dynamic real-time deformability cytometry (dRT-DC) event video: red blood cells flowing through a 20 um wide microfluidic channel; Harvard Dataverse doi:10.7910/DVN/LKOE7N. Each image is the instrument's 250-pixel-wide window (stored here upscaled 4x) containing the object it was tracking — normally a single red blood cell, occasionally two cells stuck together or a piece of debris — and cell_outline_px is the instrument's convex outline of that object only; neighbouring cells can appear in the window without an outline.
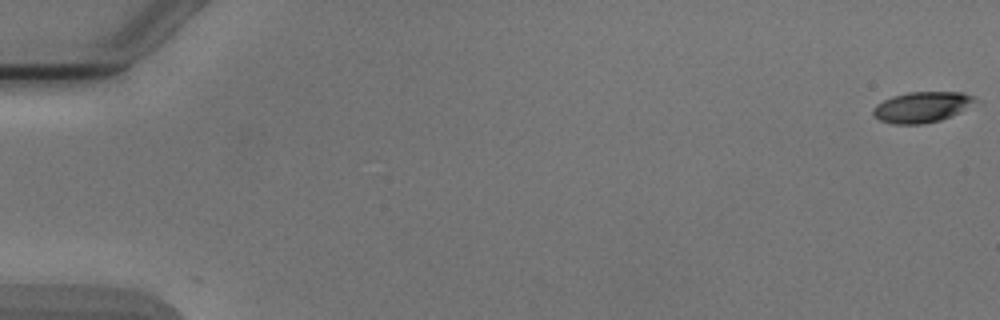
{"species": "Egyptian fruit bat (a non-hibernating species)", "species_latin": "Rousettus aegyptiacus", "temperature_condition": "cold", "stored_images_in_passage": 6, "camera_frame_rate_fps": 3000, "um_per_image_px": 0.085, "animal": {"sex": "male"}, "frame": {"image": 1, "passage_image": 1, "time_ms": 0.0, "image_size_px": [1000, 320], "cell_outline_px": [[980, 104], [952, 116], [940, 120], [920, 124], [892, 124], [880, 120], [872, 116], [872, 108], [876, 104], [892, 96], [908, 92], [964, 92], [976, 96], [980, 100]], "centroid_in_image_um": [78.46, 9.09], "position_along_channel_um": 6.5, "area_um2": 18.9}}
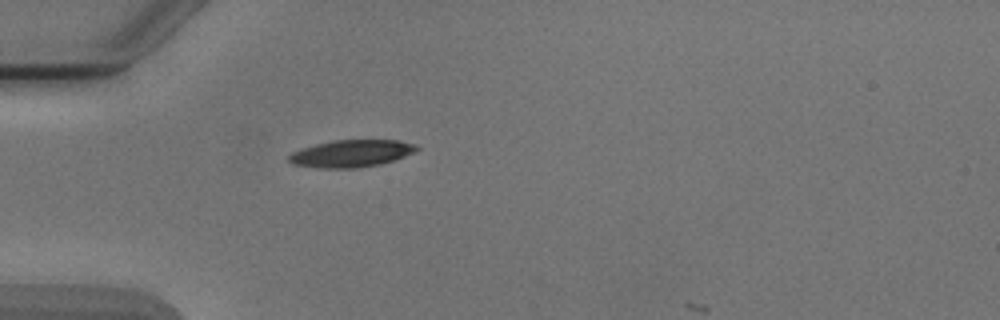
{"frame": {"image": 2, "passage_image": 5, "time_ms": 5.333, "image_size_px": [1000, 320], "cell_outline_px": [[420, 148], [416, 152], [396, 160], [380, 164], [360, 168], [316, 168], [292, 164], [288, 160], [288, 156], [292, 152], [316, 144], [336, 140], [400, 140], [416, 144]], "centroid_in_image_um": [29.91, 13.05], "position_along_channel_um": 55.1, "area_um2": 20.46}}